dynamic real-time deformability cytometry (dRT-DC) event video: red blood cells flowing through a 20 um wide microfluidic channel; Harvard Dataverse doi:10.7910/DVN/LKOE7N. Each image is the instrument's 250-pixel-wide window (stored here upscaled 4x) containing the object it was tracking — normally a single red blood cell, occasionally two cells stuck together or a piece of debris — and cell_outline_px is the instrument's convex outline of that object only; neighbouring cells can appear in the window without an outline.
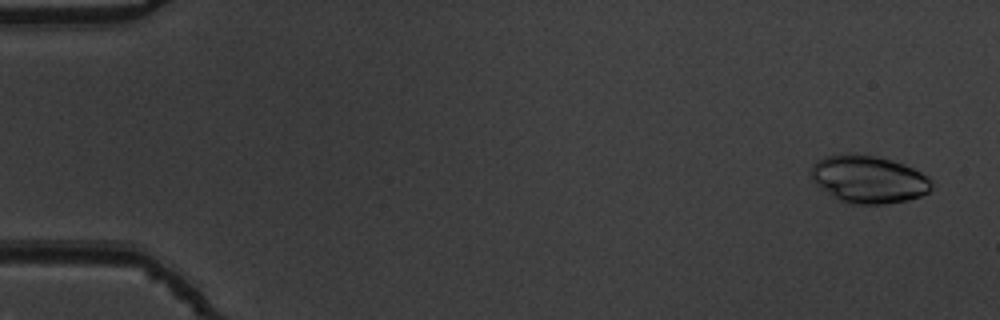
{"species": "common noctule bat (a hibernating species)", "species_latin": "Nyctalus noctula", "temperature_condition": "warm", "stored_images_in_passage": 54, "camera_frame_rate_fps": 3000, "um_per_image_px": 0.085, "animal": {"sex": "male", "body_mass_g": 19.5, "forearm_length_mm": 54.6}, "frame": {"image": 1, "passage_image": 3, "time_ms": 0.667, "image_size_px": [1000, 320], "cell_outline_px": [[932, 188], [928, 192], [920, 196], [904, 200], [884, 204], [848, 204], [840, 200], [828, 192], [812, 180], [808, 172], [812, 164], [816, 160], [824, 156], [848, 152], [876, 156], [892, 160], [904, 164], [928, 176], [932, 184]], "centroid_in_image_um": [73.78, 15.21], "position_along_channel_um": 11.2, "area_um2": 33.58}}
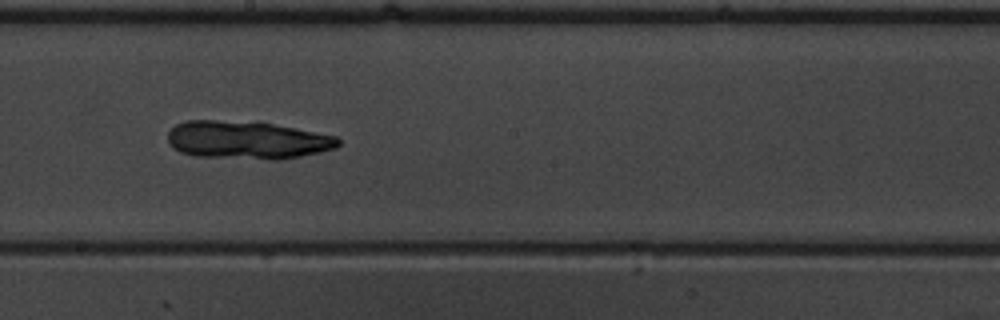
{"frame": {"image": 2, "passage_image": 31, "time_ms": 10.0, "image_size_px": [1000, 320], "cell_outline_px": [[340, 144], [336, 148], [320, 152], [280, 160], [272, 160], [196, 156], [180, 152], [168, 140], [168, 132], [176, 124], [188, 120], [256, 120], [336, 136], [340, 140]], "centroid_in_image_um": [21.04, 11.89], "position_along_channel_um": 227.2, "area_um2": 38.21}}
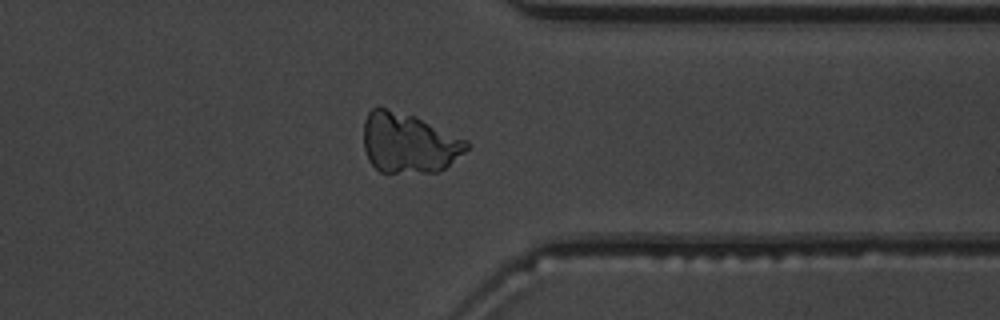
{"frame": {"image": 3, "passage_image": 43, "time_ms": 14.0, "image_size_px": [1000, 320], "cell_outline_px": [[472, 144], [464, 152], [440, 172], [380, 172], [368, 160], [364, 148], [364, 120], [368, 112], [372, 108], [380, 104], [416, 116], [468, 140]], "centroid_in_image_um": [34.73, 12.11], "position_along_channel_um": 376.7, "area_um2": 36.59}}